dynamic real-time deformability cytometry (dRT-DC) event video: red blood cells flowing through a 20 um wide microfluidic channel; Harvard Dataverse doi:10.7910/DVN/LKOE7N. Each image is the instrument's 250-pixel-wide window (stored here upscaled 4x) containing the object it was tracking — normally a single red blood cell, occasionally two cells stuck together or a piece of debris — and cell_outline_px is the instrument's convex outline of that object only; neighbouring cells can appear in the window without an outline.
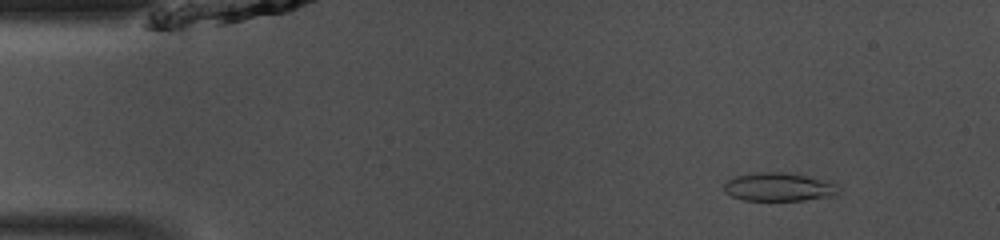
{"species": "common noctule bat (a hibernating species)", "species_latin": "Nyctalus noctula", "temperature_condition": "room temperature", "stored_images_in_passage": 44, "camera_frame_rate_fps": 3000, "um_per_image_px": 0.085, "animal": {"sex": "male", "body_mass_g": 13.0, "forearm_length_mm": 53.1}, "frame": {"image": 1, "passage_image": 2, "time_ms": 0.333, "image_size_px": [1000, 240], "cell_outline_px": [[840, 192], [836, 196], [804, 200], [744, 200], [732, 196], [724, 192], [724, 184], [728, 180], [736, 176], [760, 172], [792, 172], [832, 180], [840, 184]], "centroid_in_image_um": [66.34, 15.88], "position_along_channel_um": 18.7, "area_um2": 19.59}}
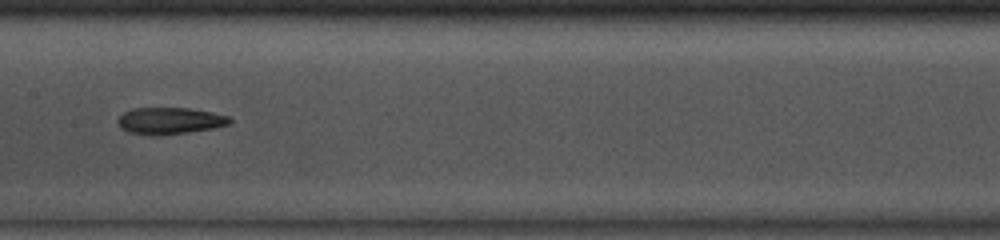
{"frame": {"image": 2, "passage_image": 20, "time_ms": 6.333, "image_size_px": [1000, 240], "cell_outline_px": [[232, 120], [228, 124], [212, 128], [188, 132], [128, 132], [120, 128], [116, 120], [124, 112], [132, 108], [188, 108], [212, 112], [228, 116]], "centroid_in_image_um": [14.44, 10.21], "position_along_channel_um": 193.0, "area_um2": 16.53}}
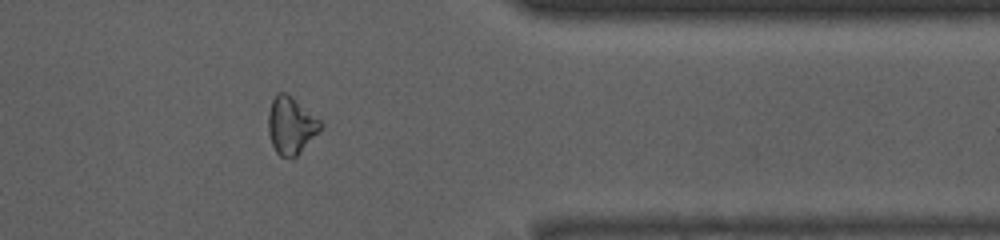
{"frame": {"image": 3, "passage_image": 35, "time_ms": 11.333, "image_size_px": [1000, 240], "cell_outline_px": [[324, 124], [320, 132], [292, 160], [280, 156], [276, 152], [272, 144], [268, 132], [268, 112], [272, 100], [276, 92], [284, 92], [292, 96], [320, 120]], "centroid_in_image_um": [24.74, 10.67], "position_along_channel_um": 386.7, "area_um2": 17.69}, "authors_computed_cell_mechanics": {"area_um2": 17.8602, "velocity_mm_per_s": 4.1572, "shape_relaxation_time_tau1_ms": null, "shape_relaxation_time_tau2_ms": 7.8248, "deformation_change_tau1": null, "deformation_change_tau2": 0.1853}}